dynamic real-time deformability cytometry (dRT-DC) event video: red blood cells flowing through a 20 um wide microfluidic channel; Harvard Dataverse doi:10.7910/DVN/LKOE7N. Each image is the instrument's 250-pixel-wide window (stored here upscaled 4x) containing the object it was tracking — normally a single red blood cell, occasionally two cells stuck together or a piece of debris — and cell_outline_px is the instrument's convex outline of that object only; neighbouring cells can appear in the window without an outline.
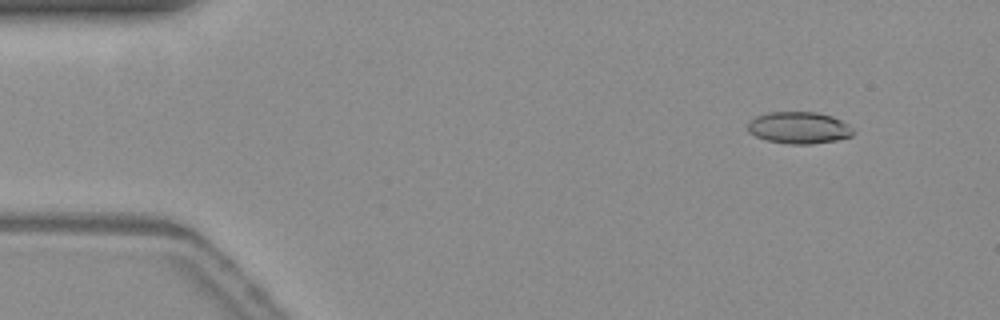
{"species": "common noctule bat (a hibernating species)", "species_latin": "Nyctalus noctula", "temperature_condition": "warm", "stored_images_in_passage": 52, "camera_frame_rate_fps": 3000, "um_per_image_px": 0.085, "animal": {"sex": "female", "body_mass_g": 19.3, "forearm_length_mm": 54.1}, "frame": {"image": 1, "passage_image": 6, "time_ms": 1.667, "image_size_px": [1000, 320], "cell_outline_px": [[852, 136], [836, 140], [812, 144], [792, 144], [768, 140], [756, 136], [748, 132], [748, 124], [756, 116], [768, 112], [816, 112], [832, 116], [840, 120], [852, 132]], "centroid_in_image_um": [67.86, 10.85], "position_along_channel_um": 17.1, "area_um2": 19.13}}
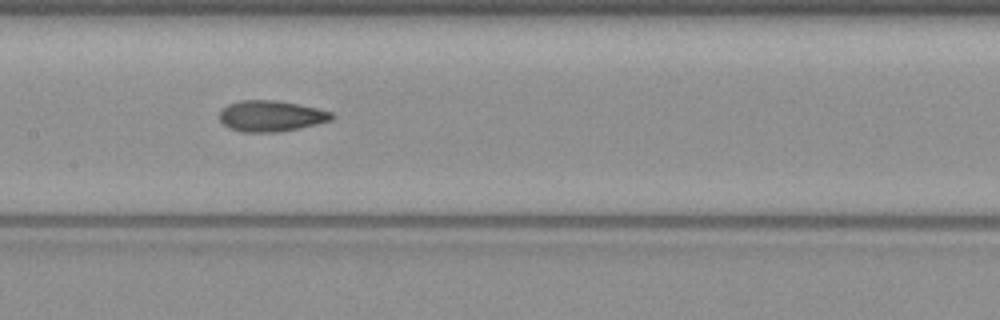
{"frame": {"image": 2, "passage_image": 27, "time_ms": 8.667, "image_size_px": [1000, 320], "cell_outline_px": [[332, 120], [316, 124], [276, 132], [240, 132], [228, 128], [220, 120], [220, 112], [228, 104], [240, 100], [276, 100], [316, 108], [332, 112]], "centroid_in_image_um": [22.99, 9.86], "position_along_channel_um": 184.4, "area_um2": 20.0}}
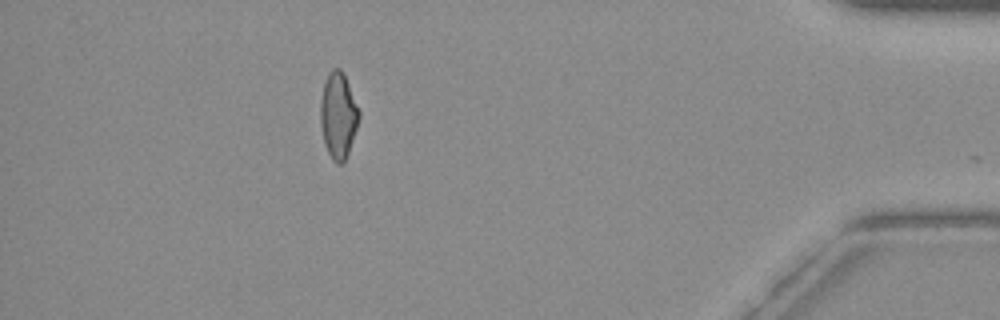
{"frame": {"image": 3, "passage_image": 49, "time_ms": 16.0, "image_size_px": [1000, 320], "cell_outline_px": [[360, 116], [344, 164], [336, 164], [332, 160], [324, 144], [320, 124], [320, 100], [324, 84], [328, 72], [332, 68], [340, 68], [348, 84], [360, 112]], "centroid_in_image_um": [28.73, 9.83], "position_along_channel_um": 406.5, "area_um2": 19.25}, "authors_computed_cell_mechanics": {"area_um2": 19.7676, "velocity_mm_per_s": 3.7892, "shape_relaxation_time_tau1_ms": 6.2815, "shape_relaxation_time_tau2_ms": 1.8799, "deformation_change_tau1": 0.1823, "deformation_change_tau2": 0.0832}}